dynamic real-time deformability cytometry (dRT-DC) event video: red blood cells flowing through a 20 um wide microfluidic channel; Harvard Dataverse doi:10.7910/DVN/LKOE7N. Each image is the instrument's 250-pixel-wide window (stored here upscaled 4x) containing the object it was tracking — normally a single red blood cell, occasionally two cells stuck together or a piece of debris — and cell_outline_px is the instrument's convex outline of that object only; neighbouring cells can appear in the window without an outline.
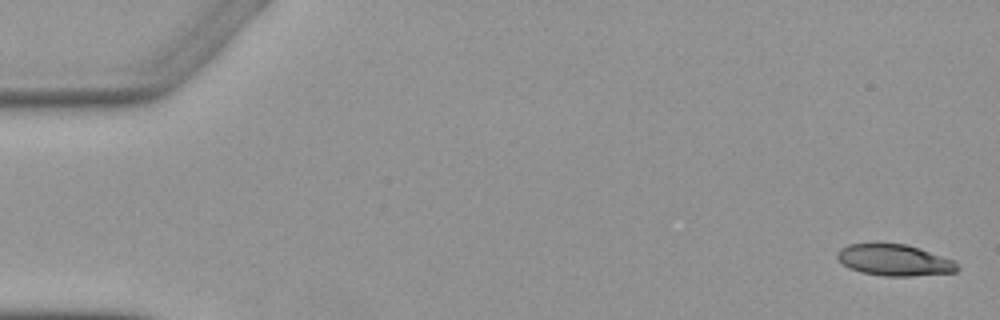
{"species": "Egyptian fruit bat (a non-hibernating species)", "species_latin": "Rousettus aegyptiacus", "temperature_condition": "warm", "stored_images_in_passage": 7, "camera_frame_rate_fps": 3000, "um_per_image_px": 0.085, "animal": {"sex": "female"}, "frame": {"image": 1, "passage_image": 1, "time_ms": 0.0, "image_size_px": [1000, 320], "cell_outline_px": [[960, 268], [956, 272], [912, 276], [884, 276], [860, 272], [848, 268], [836, 256], [836, 252], [840, 248], [848, 244], [904, 244], [920, 248], [952, 260]], "centroid_in_image_um": [76.0, 22.12], "position_along_channel_um": 9.0, "area_um2": 21.79}}
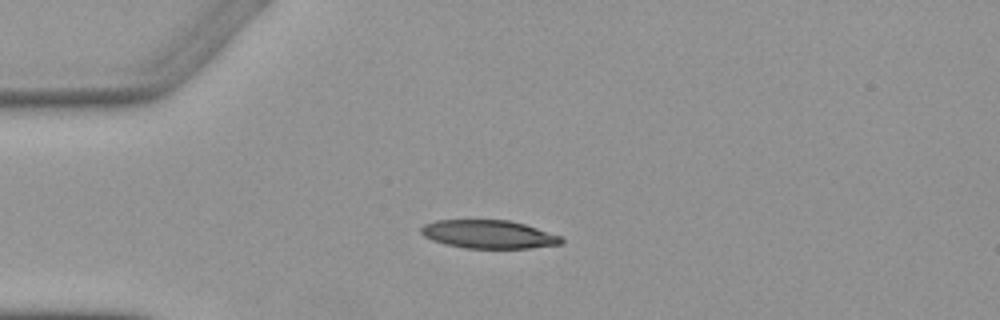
{"frame": {"image": 2, "passage_image": 4, "time_ms": 4.0, "image_size_px": [1000, 320], "cell_outline_px": [[564, 244], [528, 248], [464, 248], [444, 244], [432, 240], [424, 236], [420, 232], [420, 228], [424, 224], [436, 220], [508, 220], [524, 224], [564, 236]], "centroid_in_image_um": [41.56, 19.92], "position_along_channel_um": 43.4, "area_um2": 23.35}}
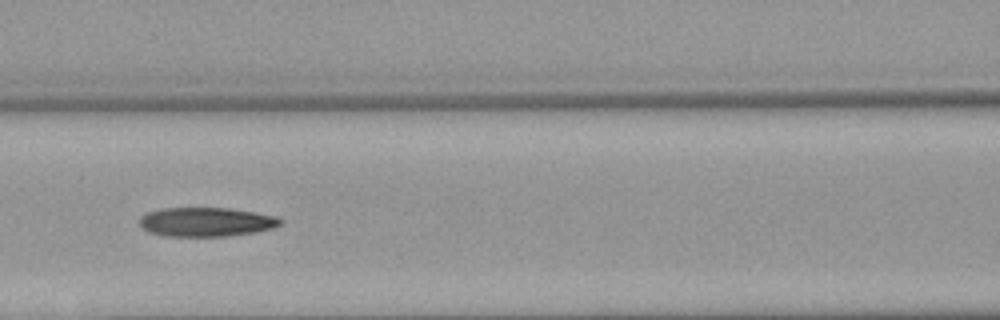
{"frame": {"image": 3, "passage_image": 7, "time_ms": 7.333, "image_size_px": [1000, 320], "cell_outline_px": [[284, 224], [272, 228], [256, 232], [228, 236], [164, 236], [148, 232], [140, 224], [140, 216], [148, 212], [164, 208], [228, 208], [256, 212], [276, 216], [284, 220]], "centroid_in_image_um": [17.57, 18.87], "position_along_channel_um": 149.0, "area_um2": 24.04}}